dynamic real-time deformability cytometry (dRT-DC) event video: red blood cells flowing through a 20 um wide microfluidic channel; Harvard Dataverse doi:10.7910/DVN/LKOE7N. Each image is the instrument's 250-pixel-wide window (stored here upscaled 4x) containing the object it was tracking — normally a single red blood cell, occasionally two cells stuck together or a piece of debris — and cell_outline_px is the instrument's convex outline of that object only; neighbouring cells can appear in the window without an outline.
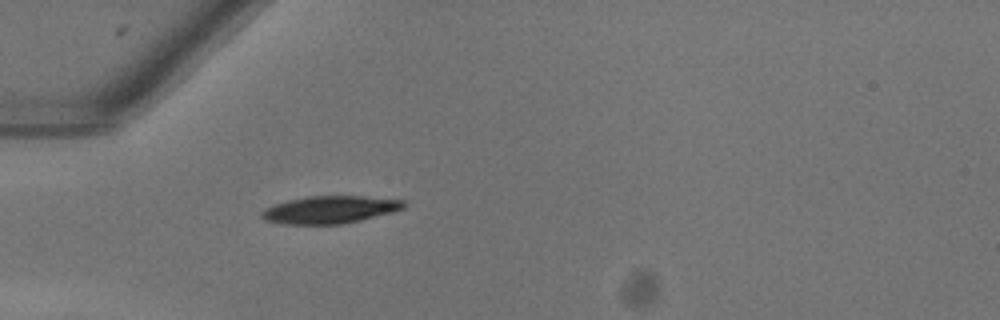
{"species": "common noctule bat (a hibernating species)", "species_latin": "Nyctalus noctula", "temperature_condition": "warm", "stored_images_in_passage": 36, "camera_frame_rate_fps": 3000, "um_per_image_px": 0.085, "animal": {"sex": "female"}, "frame": {"image": 1, "passage_image": 1, "time_ms": 0.0, "image_size_px": [1000, 320], "cell_outline_px": [[408, 204], [404, 208], [392, 212], [360, 220], [340, 224], [284, 224], [264, 220], [260, 216], [260, 212], [276, 204], [288, 200], [308, 196], [364, 196], [404, 200]], "centroid_in_image_um": [28.07, 17.82], "position_along_channel_um": 56.9, "area_um2": 22.66}}
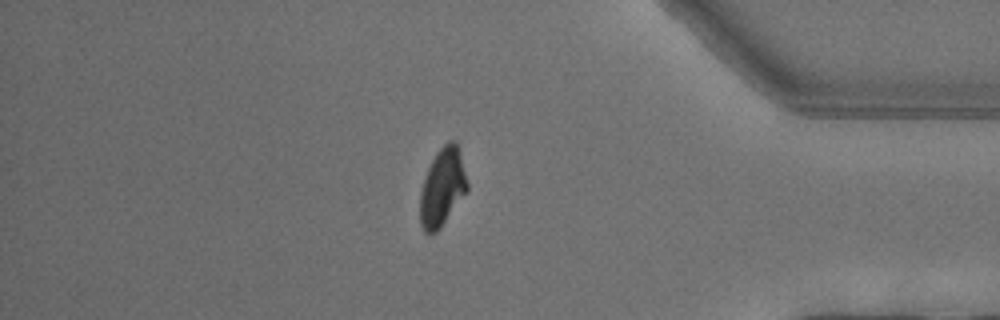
{"frame": {"image": 2, "passage_image": 29, "time_ms": 9.333, "image_size_px": [1000, 320], "cell_outline_px": [[468, 192], [440, 228], [436, 232], [424, 232], [420, 224], [420, 192], [428, 168], [436, 152], [448, 140], [456, 140], [460, 152], [468, 184]], "centroid_in_image_um": [37.62, 15.91], "position_along_channel_um": 397.6, "area_um2": 21.5}}
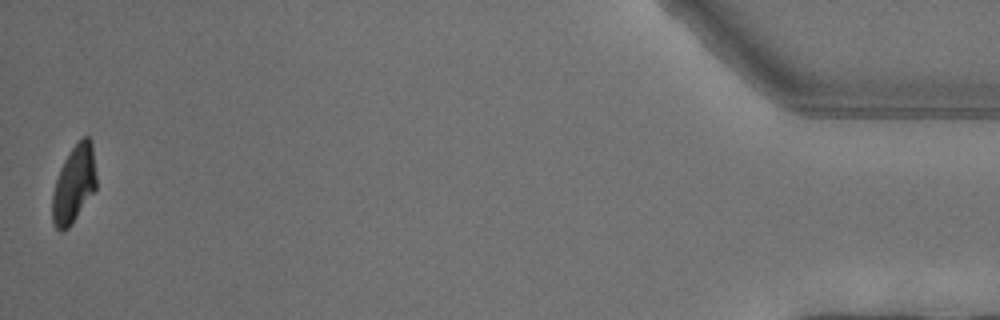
{"frame": {"image": 3, "passage_image": 36, "time_ms": 11.667, "image_size_px": [1000, 320], "cell_outline_px": [[96, 188], [72, 224], [64, 232], [60, 232], [56, 228], [52, 220], [52, 192], [60, 168], [64, 160], [72, 148], [84, 136], [88, 136], [92, 140], [96, 176]], "centroid_in_image_um": [6.28, 15.68], "position_along_channel_um": 428.9, "area_um2": 19.88}}